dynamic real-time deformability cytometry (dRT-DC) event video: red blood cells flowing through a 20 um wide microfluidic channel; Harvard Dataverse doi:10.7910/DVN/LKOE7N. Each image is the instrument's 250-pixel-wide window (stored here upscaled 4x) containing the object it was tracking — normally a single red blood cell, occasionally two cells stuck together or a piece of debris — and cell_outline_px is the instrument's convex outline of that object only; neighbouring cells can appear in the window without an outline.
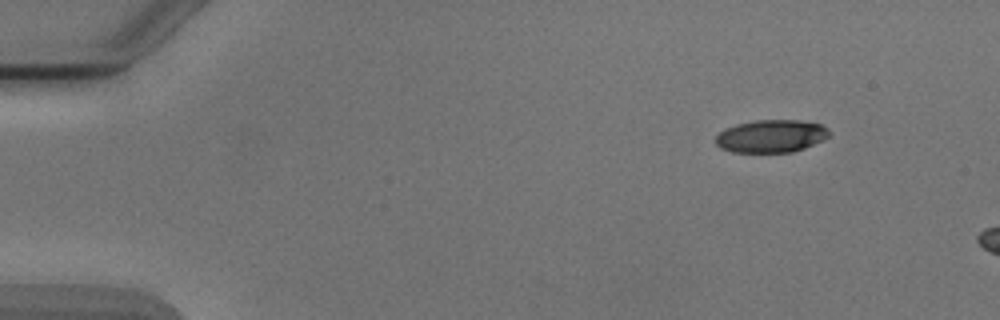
{"species": "Egyptian fruit bat (a non-hibernating species)", "species_latin": "Rousettus aegyptiacus", "temperature_condition": "cold", "stored_images_in_passage": 3, "camera_frame_rate_fps": 3000, "um_per_image_px": 0.085, "animal": {"sex": "male"}, "frame": {"image": 1, "passage_image": 1, "time_ms": 0.0, "image_size_px": [1000, 320], "cell_outline_px": [[828, 136], [804, 148], [792, 152], [732, 152], [720, 148], [716, 144], [716, 136], [724, 128], [736, 124], [756, 120], [800, 120], [820, 124], [828, 128]], "centroid_in_image_um": [65.5, 11.56], "position_along_channel_um": 19.5, "area_um2": 21.5}}